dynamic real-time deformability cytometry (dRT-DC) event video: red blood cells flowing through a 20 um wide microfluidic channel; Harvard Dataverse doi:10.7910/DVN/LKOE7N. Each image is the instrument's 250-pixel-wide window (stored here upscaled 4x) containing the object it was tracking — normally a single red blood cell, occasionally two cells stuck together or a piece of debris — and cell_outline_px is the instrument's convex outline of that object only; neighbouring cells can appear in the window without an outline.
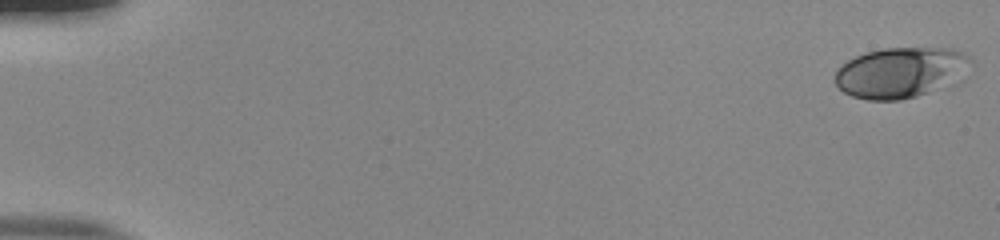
{"species": "human", "species_latin": "Homo sapiens", "temperature_condition": "room temperature", "stored_images_in_passage": 53, "camera_frame_rate_fps": 3000, "um_per_image_px": 0.085, "donor": {"sex": "male"}, "frame": {"image": 1, "passage_image": 1, "time_ms": 0.0, "image_size_px": [1000, 240], "cell_outline_px": [[972, 60], [924, 92], [916, 96], [900, 100], [868, 100], [852, 96], [844, 92], [836, 84], [836, 72], [848, 60], [856, 56], [868, 52], [884, 48], [956, 48], [968, 56]], "centroid_in_image_um": [76.33, 6.12], "position_along_channel_um": 8.7, "area_um2": 37.4}}
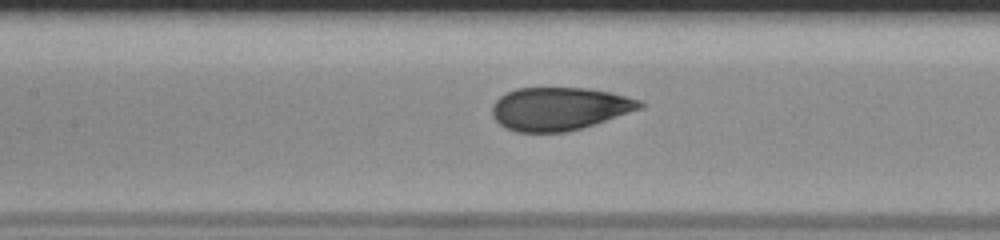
{"frame": {"image": 2, "passage_image": 26, "time_ms": 8.333, "image_size_px": [1000, 240], "cell_outline_px": [[644, 104], [640, 108], [580, 128], [564, 132], [516, 132], [500, 124], [492, 116], [492, 108], [496, 100], [500, 96], [516, 88], [584, 88], [608, 92], [640, 100]], "centroid_in_image_um": [47.48, 9.24], "position_along_channel_um": 159.9, "area_um2": 36.3}}
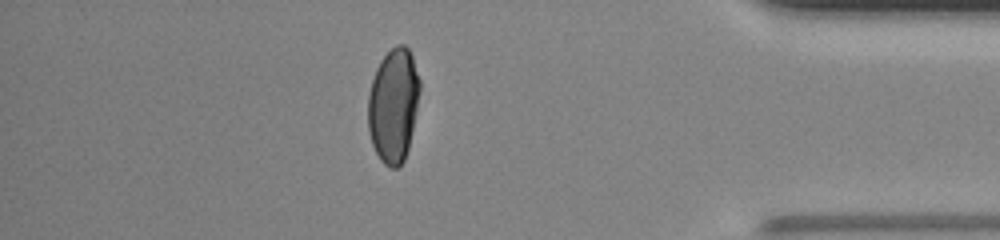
{"frame": {"image": 3, "passage_image": 47, "time_ms": 15.333, "image_size_px": [1000, 240], "cell_outline_px": [[420, 88], [408, 148], [404, 160], [396, 168], [392, 168], [384, 164], [380, 160], [372, 144], [368, 128], [368, 96], [372, 80], [376, 68], [380, 60], [396, 44], [404, 44], [408, 48], [412, 56], [420, 80]], "centroid_in_image_um": [33.42, 8.93], "position_along_channel_um": 401.8, "area_um2": 34.16}, "authors_computed_cell_mechanics": {"area_um2": 37.281, "velocity_mm_per_s": 3.8979, "shape_relaxation_time_tau1_ms": 7.4852, "shape_relaxation_time_tau2_ms": null, "deformation_change_tau1": 0.2419, "deformation_change_tau2": null}}